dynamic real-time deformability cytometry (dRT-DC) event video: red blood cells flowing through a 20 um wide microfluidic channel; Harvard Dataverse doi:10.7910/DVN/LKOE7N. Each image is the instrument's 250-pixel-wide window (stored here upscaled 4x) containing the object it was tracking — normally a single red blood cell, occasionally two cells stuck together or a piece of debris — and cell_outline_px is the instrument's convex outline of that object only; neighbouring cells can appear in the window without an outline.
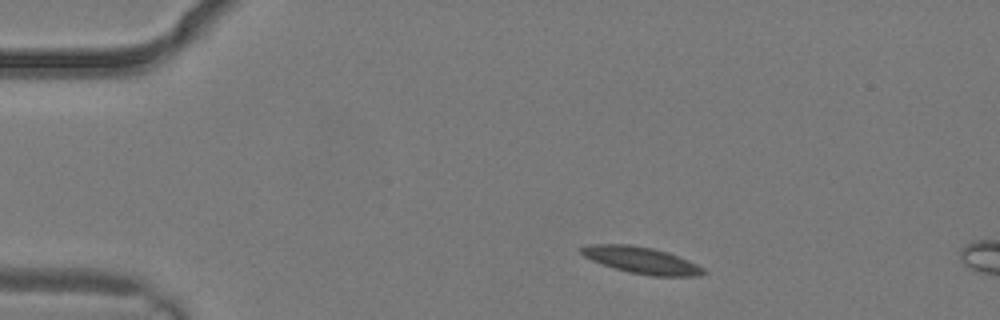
{"species": "common noctule bat (a hibernating species)", "species_latin": "Nyctalus noctula", "temperature_condition": "warm", "stored_images_in_passage": 2, "camera_frame_rate_fps": 3000, "um_per_image_px": 0.085, "animal": {"sex": "male", "body_mass_g": 19.2, "forearm_length_mm": 51.8}, "frame": {"image": 1, "passage_image": 1, "time_ms": 0.0, "image_size_px": [1000, 320], "cell_outline_px": [[708, 272], [700, 276], [652, 276], [628, 272], [592, 260], [584, 256], [580, 252], [580, 248], [588, 244], [628, 244], [652, 248], [668, 252], [688, 260], [704, 268]], "centroid_in_image_um": [54.55, 22.12], "position_along_channel_um": 30.4, "area_um2": 18.9}}